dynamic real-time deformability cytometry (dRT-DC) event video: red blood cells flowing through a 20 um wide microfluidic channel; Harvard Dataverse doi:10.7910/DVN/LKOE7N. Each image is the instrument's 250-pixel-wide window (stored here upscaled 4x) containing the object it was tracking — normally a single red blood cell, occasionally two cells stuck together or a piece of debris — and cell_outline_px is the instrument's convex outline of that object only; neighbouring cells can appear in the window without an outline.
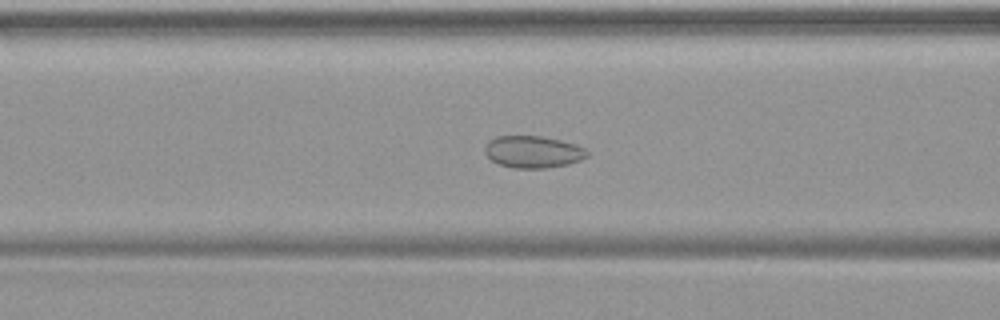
{"species": "common noctule bat (a hibernating species)", "species_latin": "Nyctalus noctula", "temperature_condition": "warm", "stored_images_in_passage": 48, "camera_frame_rate_fps": 3000, "um_per_image_px": 0.085, "animal": {"sex": "female", "body_mass_g": 19.9}, "frame": {"image": 1, "passage_image": 19, "time_ms": 6.0, "image_size_px": [1000, 320], "cell_outline_px": [[588, 156], [580, 160], [568, 164], [544, 168], [512, 168], [500, 164], [492, 160], [484, 152], [484, 148], [488, 140], [496, 136], [540, 136], [560, 140], [576, 144], [584, 148], [588, 152]], "centroid_in_image_um": [45.29, 12.9], "position_along_channel_um": 121.3, "area_um2": 19.07}}
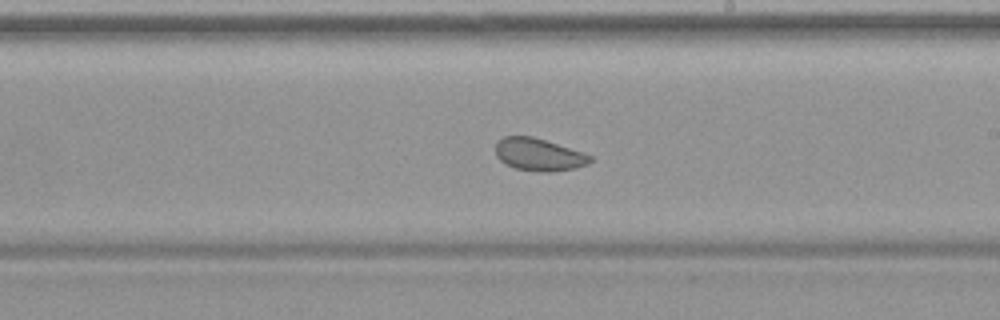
{"frame": {"image": 2, "passage_image": 28, "time_ms": 9.0, "image_size_px": [1000, 320], "cell_outline_px": [[592, 160], [588, 164], [576, 168], [552, 172], [540, 172], [516, 168], [500, 160], [496, 156], [496, 140], [504, 136], [532, 136], [584, 152], [592, 156]], "centroid_in_image_um": [45.81, 13.13], "position_along_channel_um": 243.2, "area_um2": 17.98}}
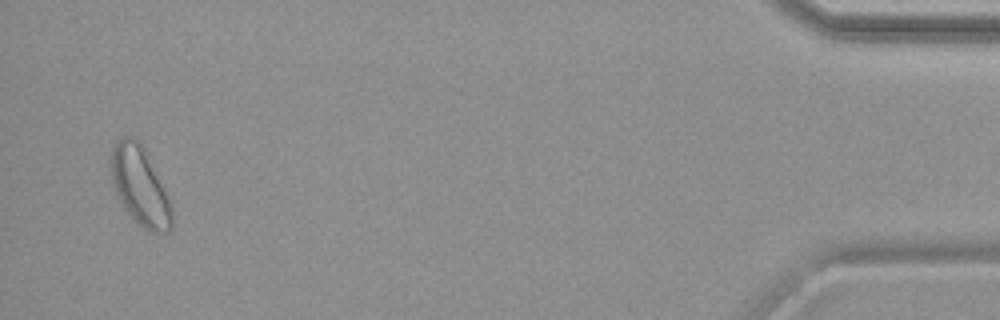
{"frame": {"image": 3, "passage_image": 47, "time_ms": 15.333, "image_size_px": [1000, 320], "cell_outline_px": [[172, 228], [168, 232], [148, 232], [120, 204], [112, 184], [108, 168], [108, 164], [112, 148], [116, 140], [120, 136], [132, 136], [144, 148], [168, 196], [172, 208]], "centroid_in_image_um": [11.84, 15.79], "position_along_channel_um": 423.4, "area_um2": 28.15}}